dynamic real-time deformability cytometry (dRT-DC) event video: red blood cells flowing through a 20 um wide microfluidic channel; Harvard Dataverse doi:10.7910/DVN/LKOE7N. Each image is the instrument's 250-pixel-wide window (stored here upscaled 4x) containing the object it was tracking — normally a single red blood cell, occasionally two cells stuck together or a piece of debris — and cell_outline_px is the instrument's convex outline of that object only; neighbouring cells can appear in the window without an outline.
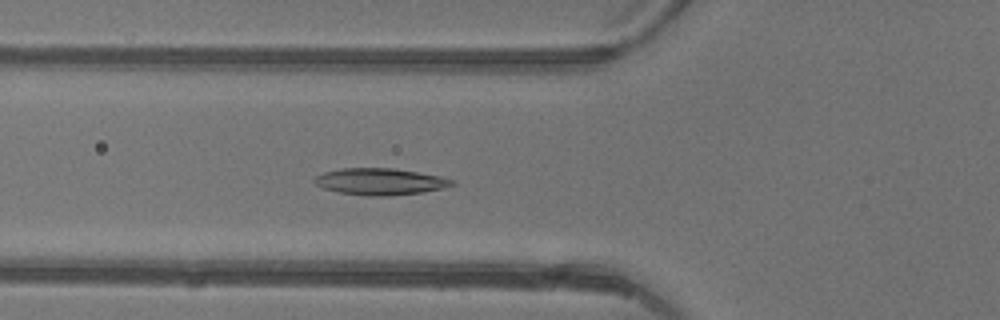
{"species": "common noctule bat (a hibernating species)", "species_latin": "Nyctalus noctula", "temperature_condition": "warm", "stored_images_in_passage": 46, "camera_frame_rate_fps": 3000, "um_per_image_px": 0.085, "animal": {"sex": "female"}, "frame": {"image": 1, "passage_image": 17, "time_ms": 5.333, "image_size_px": [1000, 320], "cell_outline_px": [[456, 184], [444, 188], [420, 192], [388, 196], [372, 196], [340, 192], [324, 188], [316, 184], [312, 180], [316, 176], [324, 172], [340, 168], [392, 168], [440, 176], [456, 180]], "centroid_in_image_um": [32.33, 15.43], "position_along_channel_um": 93.5, "area_um2": 21.21}}
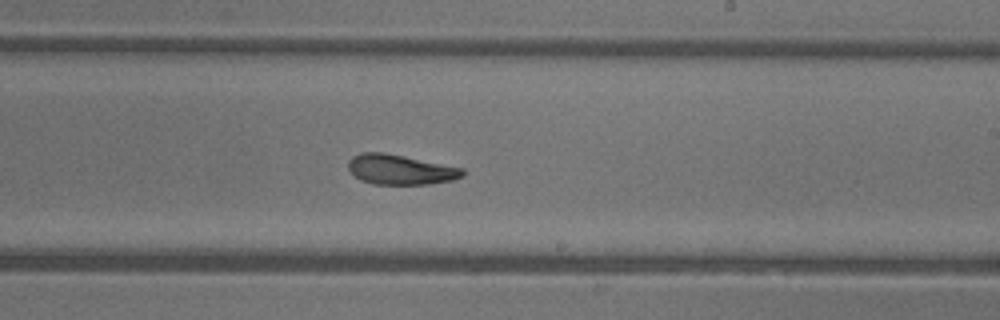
{"frame": {"image": 2, "passage_image": 28, "time_ms": 9.0, "image_size_px": [1000, 320], "cell_outline_px": [[464, 176], [452, 180], [428, 184], [372, 184], [360, 180], [348, 168], [348, 160], [352, 156], [360, 152], [384, 152], [464, 168]], "centroid_in_image_um": [34.02, 14.41], "position_along_channel_um": 255.0, "area_um2": 20.0}}
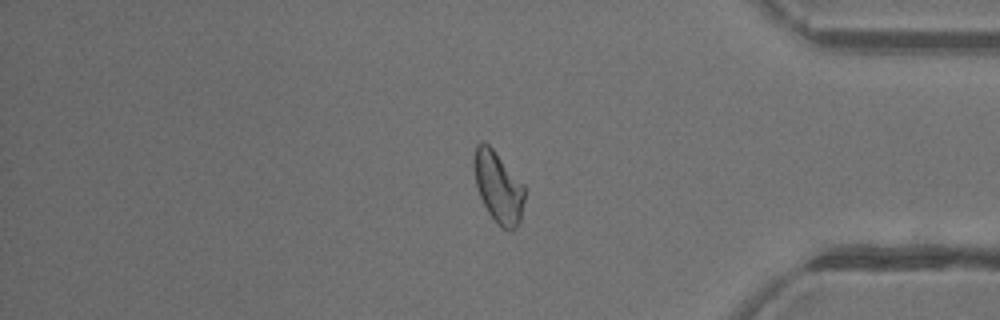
{"frame": {"image": 3, "passage_image": 39, "time_ms": 12.667, "image_size_px": [1000, 320], "cell_outline_px": [[524, 200], [520, 220], [516, 228], [504, 228], [496, 224], [488, 212], [480, 196], [476, 184], [472, 164], [472, 156], [476, 144], [488, 144], [492, 148], [524, 184]], "centroid_in_image_um": [42.33, 15.88], "position_along_channel_um": 392.9, "area_um2": 20.87}, "authors_computed_cell_mechanics": {"area_um2": 21.2704, "velocity_mm_per_s": 4.3981, "shape_relaxation_time_tau1_ms": 4.4419, "shape_relaxation_time_tau2_ms": 2.9266, "deformation_change_tau1": 0.1512, "deformation_change_tau2": 0.1009}}